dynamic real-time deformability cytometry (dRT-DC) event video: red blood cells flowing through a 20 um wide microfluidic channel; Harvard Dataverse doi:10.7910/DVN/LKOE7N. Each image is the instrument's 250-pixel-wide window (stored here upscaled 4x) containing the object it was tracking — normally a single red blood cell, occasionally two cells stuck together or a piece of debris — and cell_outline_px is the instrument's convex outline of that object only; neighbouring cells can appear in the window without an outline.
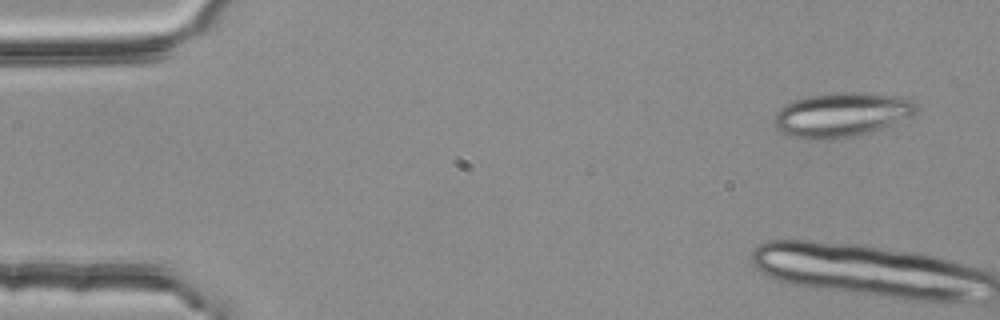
{"species": "common noctule bat (a hibernating species)", "species_latin": "Nyctalus noctula", "temperature_condition": "room temperature", "stored_images_in_passage": 6, "segment_of_instrument_passage": [1, 2], "camera_frame_rate_fps": 3000, "um_per_image_px": 0.085, "animal": {"sex": "female", "body_mass_g": 25.1}, "frame": {"image": 1, "passage_image": 1, "time_ms": 0.0, "image_size_px": [1000, 320], "cell_outline_px": [[916, 112], [912, 116], [852, 136], [824, 140], [812, 140], [792, 136], [780, 132], [776, 128], [776, 112], [784, 104], [792, 100], [808, 96], [836, 92], [864, 92], [892, 96], [912, 100], [916, 104]], "centroid_in_image_um": [71.46, 9.73], "position_along_channel_um": 13.5, "area_um2": 36.07}}